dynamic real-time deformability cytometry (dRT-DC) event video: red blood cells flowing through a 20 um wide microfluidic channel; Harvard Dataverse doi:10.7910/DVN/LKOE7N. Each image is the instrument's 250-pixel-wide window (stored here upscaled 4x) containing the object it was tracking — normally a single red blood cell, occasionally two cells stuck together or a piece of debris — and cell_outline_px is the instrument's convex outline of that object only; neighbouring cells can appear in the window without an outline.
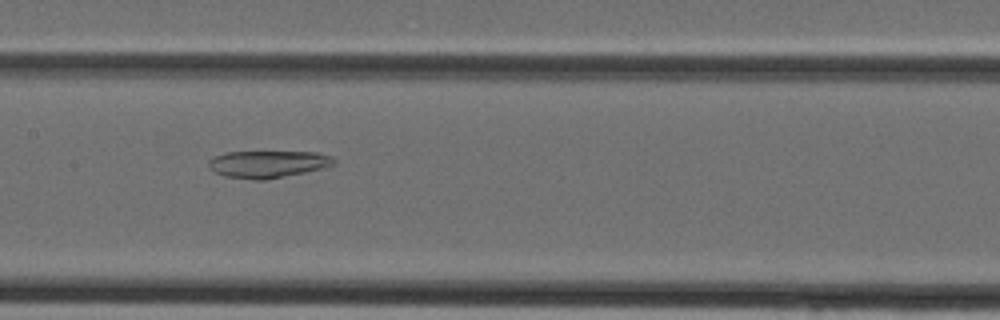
{"species": "Egyptian fruit bat (a non-hibernating species)", "species_latin": "Rousettus aegyptiacus", "temperature_condition": "cold", "stored_images_in_passage": 37, "camera_frame_rate_fps": 3000, "um_per_image_px": 0.085, "animal": {"sex": "female"}, "frame": {"image": 1, "passage_image": 17, "time_ms": 5.333, "image_size_px": [1000, 320], "cell_outline_px": [[336, 164], [324, 168], [264, 180], [256, 180], [224, 176], [216, 172], [208, 164], [208, 160], [212, 156], [228, 152], [316, 152], [332, 156], [336, 160]], "centroid_in_image_um": [22.79, 13.94], "position_along_channel_um": 184.6, "area_um2": 19.77}}
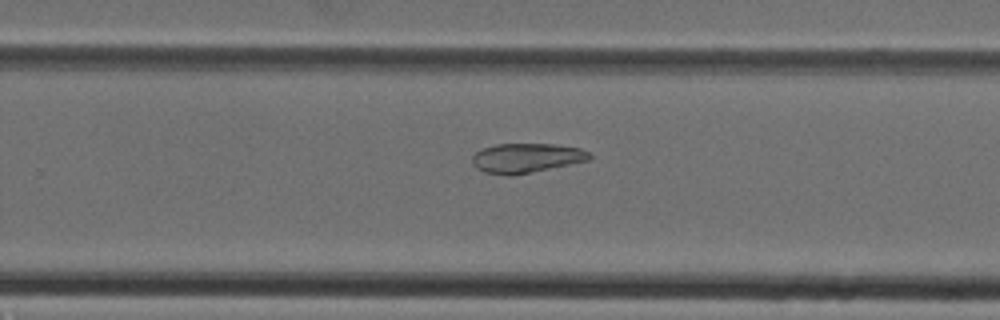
{"frame": {"image": 2, "passage_image": 23, "time_ms": 7.333, "image_size_px": [1000, 320], "cell_outline_px": [[592, 156], [588, 160], [532, 172], [512, 176], [508, 176], [484, 172], [476, 168], [472, 164], [472, 156], [476, 152], [484, 148], [496, 144], [552, 144], [580, 148], [588, 152]], "centroid_in_image_um": [44.7, 13.44], "position_along_channel_um": 285.1, "area_um2": 20.06}}
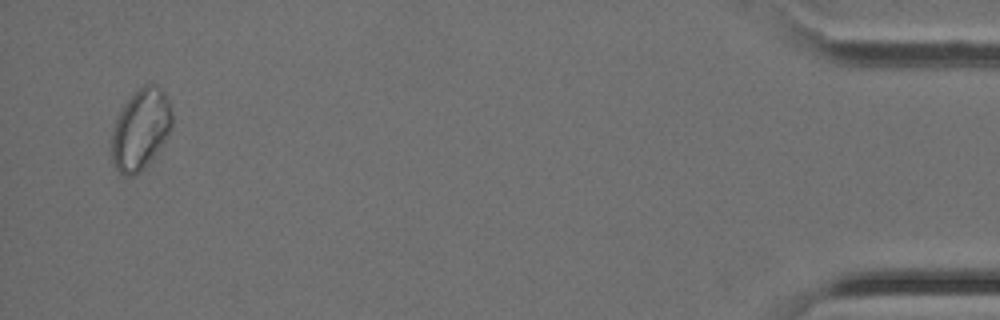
{"frame": {"image": 3, "passage_image": 36, "time_ms": 11.667, "image_size_px": [1000, 320], "cell_outline_px": [[172, 128], [160, 148], [144, 168], [140, 172], [132, 176], [124, 176], [112, 164], [112, 132], [116, 120], [124, 104], [144, 84], [148, 84], [164, 92], [168, 100], [172, 116]], "centroid_in_image_um": [11.95, 11.04], "position_along_channel_um": 423.3, "area_um2": 27.92}}